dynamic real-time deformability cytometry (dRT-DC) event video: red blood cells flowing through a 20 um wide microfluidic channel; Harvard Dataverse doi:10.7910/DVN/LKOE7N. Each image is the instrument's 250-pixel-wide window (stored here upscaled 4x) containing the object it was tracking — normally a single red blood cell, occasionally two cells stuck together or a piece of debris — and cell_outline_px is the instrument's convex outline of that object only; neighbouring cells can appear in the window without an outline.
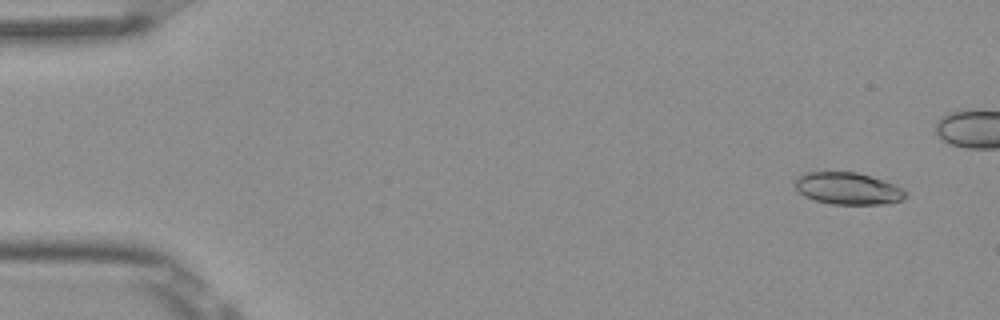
{"species": "Egyptian fruit bat (a non-hibernating species)", "species_latin": "Rousettus aegyptiacus", "temperature_condition": "room temperature", "stored_images_in_passage": 9, "camera_frame_rate_fps": 3000, "um_per_image_px": 0.085, "frame": {"image": 1, "passage_image": 1, "time_ms": 0.0, "image_size_px": [1000, 320], "cell_outline_px": [[908, 196], [904, 200], [892, 204], [832, 204], [816, 200], [804, 196], [796, 188], [796, 180], [800, 176], [808, 172], [856, 172], [884, 180], [908, 192]], "centroid_in_image_um": [72.15, 16.04], "position_along_channel_um": 12.9, "area_um2": 20.58}}
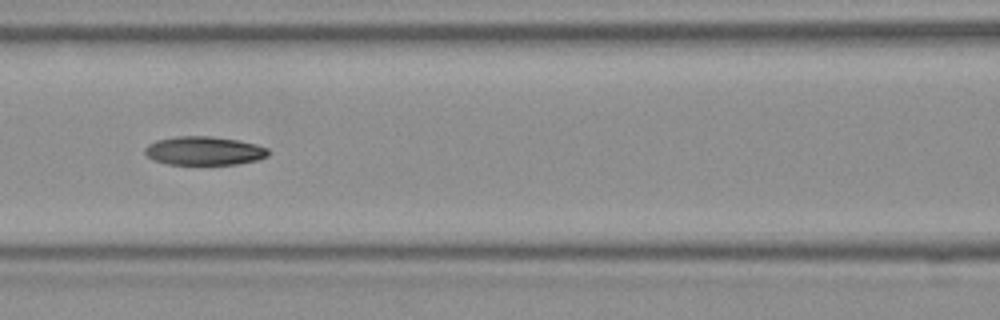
{"frame": {"image": 2, "passage_image": 7, "time_ms": 2.0, "image_size_px": [1000, 320], "cell_outline_px": [[268, 156], [256, 160], [236, 164], [168, 164], [152, 160], [144, 152], [144, 148], [148, 144], [156, 140], [176, 136], [208, 136], [240, 140], [256, 144], [268, 148]], "centroid_in_image_um": [17.33, 12.81], "position_along_channel_um": 149.3, "area_um2": 20.63}}
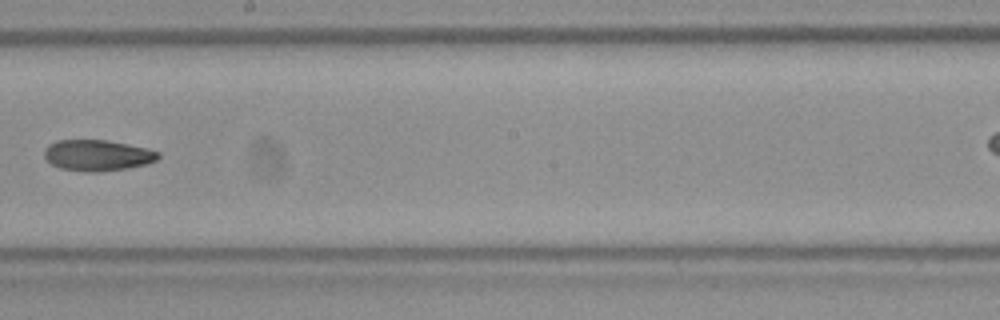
{"frame": {"image": 3, "passage_image": 9, "time_ms": 2.667, "image_size_px": [1000, 320], "cell_outline_px": [[160, 156], [156, 160], [148, 164], [128, 168], [100, 172], [88, 172], [60, 168], [52, 164], [44, 156], [44, 148], [48, 144], [56, 140], [108, 140], [148, 148], [160, 152]], "centroid_in_image_um": [8.3, 13.2], "position_along_channel_um": 239.9, "area_um2": 20.81}}